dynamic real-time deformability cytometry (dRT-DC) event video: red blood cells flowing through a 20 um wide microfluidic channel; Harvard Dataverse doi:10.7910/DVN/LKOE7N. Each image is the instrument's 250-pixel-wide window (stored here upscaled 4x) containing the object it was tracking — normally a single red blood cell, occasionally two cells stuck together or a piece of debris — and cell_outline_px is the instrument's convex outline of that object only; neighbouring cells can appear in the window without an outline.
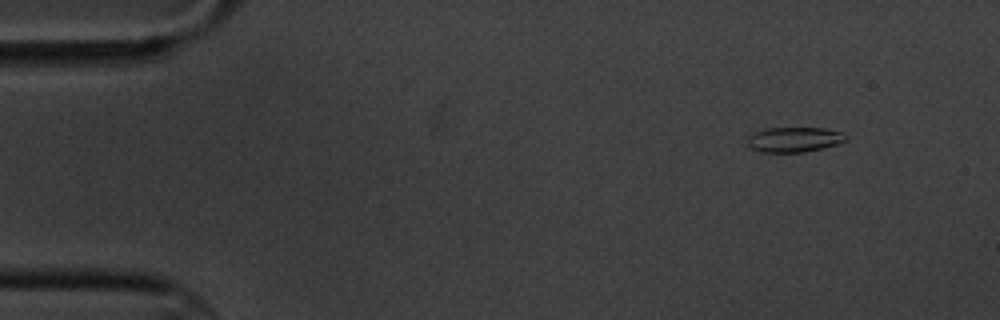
{"species": "common noctule bat (a hibernating species)", "species_latin": "Nyctalus noctula", "temperature_condition": "cold", "stored_images_in_passage": 3, "camera_frame_rate_fps": 3000, "um_per_image_px": 0.085, "animal": {"sex": "male", "body_mass_g": 20.1, "forearm_length_mm": 53.5}, "frame": {"image": 1, "passage_image": 3, "time_ms": 2.667, "image_size_px": [1000, 320], "cell_outline_px": [[848, 140], [836, 144], [804, 152], [764, 152], [752, 148], [748, 144], [748, 136], [764, 128], [824, 128], [844, 132], [848, 136]], "centroid_in_image_um": [67.55, 11.85], "position_along_channel_um": 17.5, "area_um2": 14.28}}